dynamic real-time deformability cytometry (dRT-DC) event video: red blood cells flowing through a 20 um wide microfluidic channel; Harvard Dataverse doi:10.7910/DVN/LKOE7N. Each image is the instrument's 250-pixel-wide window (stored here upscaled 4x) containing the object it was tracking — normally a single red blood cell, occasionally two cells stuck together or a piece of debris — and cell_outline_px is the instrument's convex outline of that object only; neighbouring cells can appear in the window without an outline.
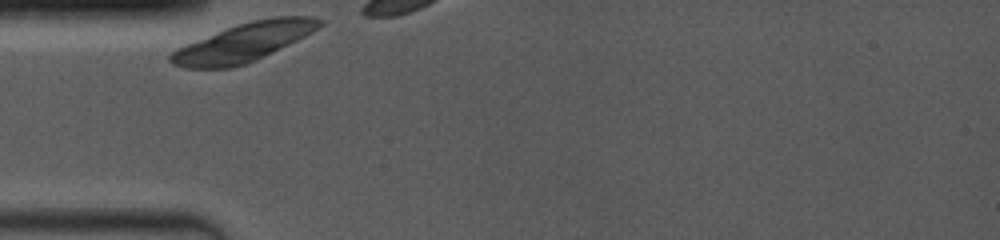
{"species": "common noctule bat (a hibernating species)", "species_latin": "Nyctalus noctula", "temperature_condition": "room temperature", "stored_images_in_passage": 1, "camera_frame_rate_fps": 4000, "um_per_image_px": 0.085, "animal": {"sex": "female", "body_mass_g": 19.0, "forearm_length_mm": 53.3}, "frame": {"image": 1, "passage_image": 1, "time_ms": 0.0, "image_size_px": [1000, 240], "cell_outline_px": [[324, 24], [312, 32], [272, 52], [244, 64], [232, 68], [184, 68], [172, 64], [168, 60], [168, 56], [176, 48], [228, 28], [252, 20], [276, 16], [312, 16], [324, 20]], "centroid_in_image_um": [20.72, 3.6], "position_along_channel_um": 64.3, "area_um2": 32.83}}